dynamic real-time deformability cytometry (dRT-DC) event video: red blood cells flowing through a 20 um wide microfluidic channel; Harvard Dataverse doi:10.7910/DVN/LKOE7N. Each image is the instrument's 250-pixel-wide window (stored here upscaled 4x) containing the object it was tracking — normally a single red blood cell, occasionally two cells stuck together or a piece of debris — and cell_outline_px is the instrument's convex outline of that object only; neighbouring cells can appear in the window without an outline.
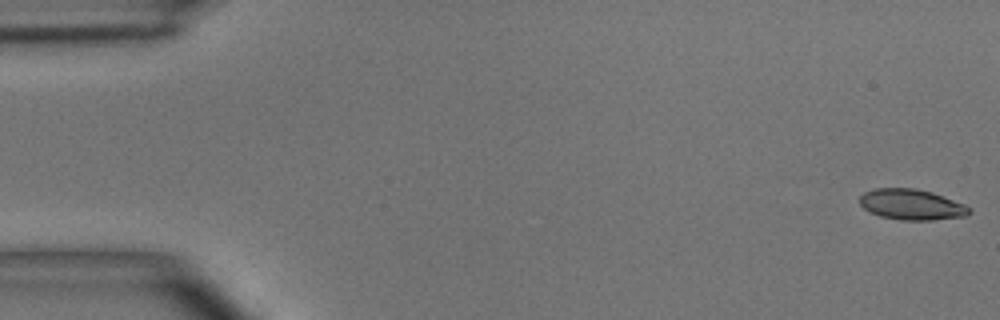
{"species": "common noctule bat (a hibernating species)", "species_latin": "Nyctalus noctula", "temperature_condition": "room temperature", "stored_images_in_passage": 4, "camera_frame_rate_fps": 3000, "um_per_image_px": 0.085, "animal": {"sex": "male", "body_mass_g": 15.6}, "frame": {"image": 1, "passage_image": 1, "time_ms": 0.0, "image_size_px": [1000, 320], "cell_outline_px": [[972, 212], [968, 216], [932, 220], [900, 220], [880, 216], [864, 208], [860, 204], [860, 196], [864, 192], [876, 188], [916, 188], [932, 192], [964, 204], [972, 208]], "centroid_in_image_um": [77.52, 17.39], "position_along_channel_um": 7.5, "area_um2": 19.65}}
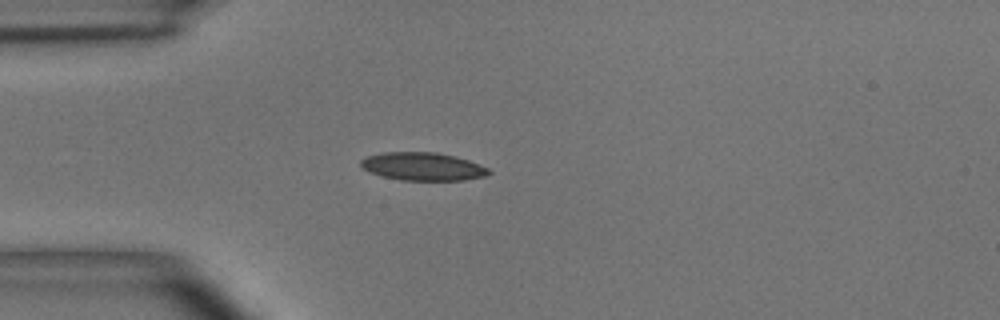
{"frame": {"image": 2, "passage_image": 4, "time_ms": 4.333, "image_size_px": [1000, 320], "cell_outline_px": [[492, 172], [484, 176], [464, 180], [400, 180], [380, 176], [368, 172], [360, 164], [360, 160], [368, 156], [384, 152], [436, 152], [468, 160], [488, 168]], "centroid_in_image_um": [35.9, 14.16], "position_along_channel_um": 49.1, "area_um2": 20.81}}